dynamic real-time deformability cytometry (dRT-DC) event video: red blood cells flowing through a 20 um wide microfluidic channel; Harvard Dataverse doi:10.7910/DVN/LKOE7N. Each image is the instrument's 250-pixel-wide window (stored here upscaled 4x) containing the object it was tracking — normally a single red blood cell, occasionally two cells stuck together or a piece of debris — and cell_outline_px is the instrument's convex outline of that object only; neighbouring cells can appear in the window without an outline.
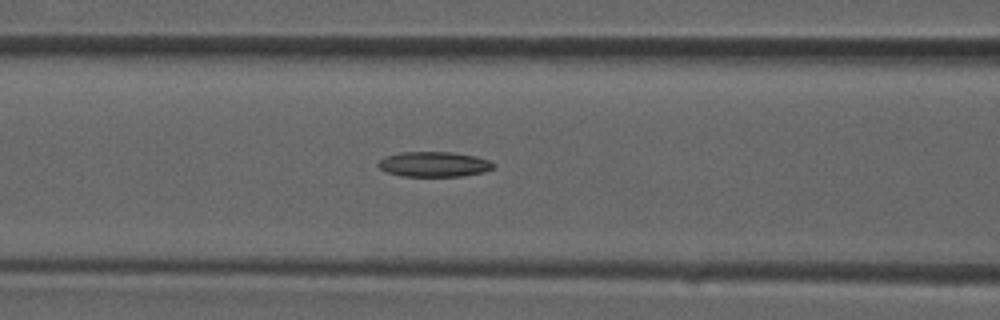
{"species": "common noctule bat (a hibernating species)", "species_latin": "Nyctalus noctula", "temperature_condition": "room temperature", "stored_images_in_passage": 35, "camera_frame_rate_fps": 3000, "um_per_image_px": 0.085, "animal": {"sex": "male", "forearm_length_mm": 52.5}, "frame": {"image": 1, "passage_image": 14, "time_ms": 4.333, "image_size_px": [1000, 320], "cell_outline_px": [[496, 164], [492, 168], [484, 172], [464, 176], [404, 176], [388, 172], [380, 168], [376, 164], [384, 156], [400, 152], [452, 152], [476, 156], [488, 160]], "centroid_in_image_um": [36.89, 13.95], "position_along_channel_um": 129.7, "area_um2": 16.88}}
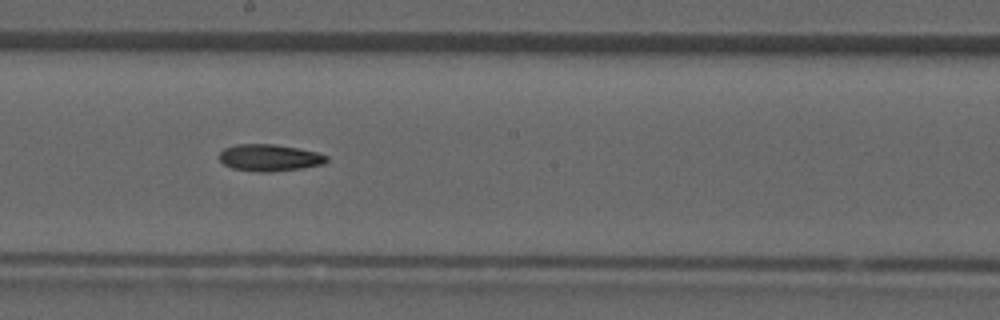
{"frame": {"image": 2, "passage_image": 19, "time_ms": 6.0, "image_size_px": [1000, 320], "cell_outline_px": [[328, 160], [324, 164], [300, 168], [272, 172], [260, 172], [232, 168], [224, 164], [220, 160], [220, 152], [224, 148], [236, 144], [276, 144], [316, 152], [328, 156]], "centroid_in_image_um": [22.9, 13.4], "position_along_channel_um": 225.3, "area_um2": 16.7}}
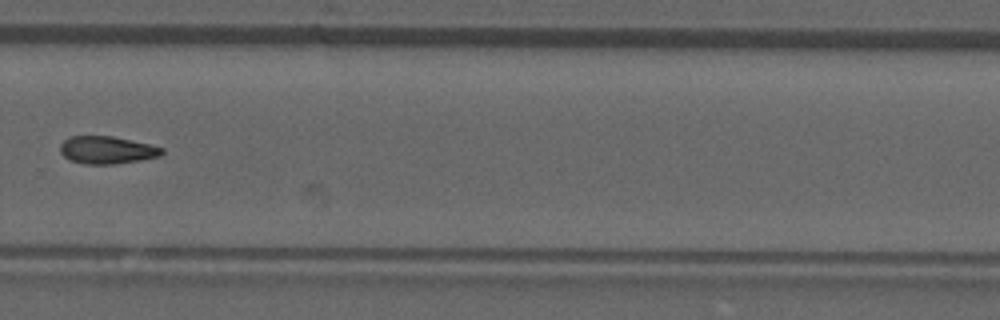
{"frame": {"image": 3, "passage_image": 24, "time_ms": 7.667, "image_size_px": [1000, 320], "cell_outline_px": [[164, 152], [160, 156], [140, 160], [112, 164], [84, 164], [68, 160], [60, 152], [60, 144], [68, 136], [112, 136], [152, 144], [164, 148]], "centroid_in_image_um": [9.09, 12.74], "position_along_channel_um": 320.7, "area_um2": 16.53}}